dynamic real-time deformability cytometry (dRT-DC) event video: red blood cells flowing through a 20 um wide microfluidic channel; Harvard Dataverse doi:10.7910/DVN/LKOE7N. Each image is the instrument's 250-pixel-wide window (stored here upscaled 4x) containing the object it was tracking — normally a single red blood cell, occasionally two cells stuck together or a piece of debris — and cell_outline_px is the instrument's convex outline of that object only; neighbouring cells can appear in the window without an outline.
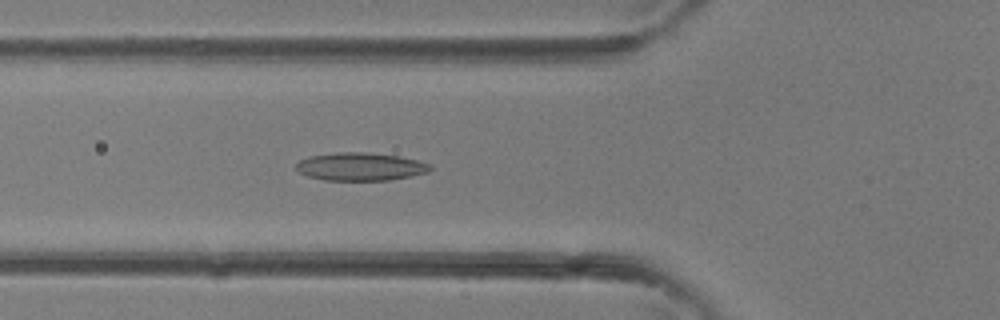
{"species": "common noctule bat (a hibernating species)", "species_latin": "Nyctalus noctula", "temperature_condition": "room temperature", "stored_images_in_passage": 36, "camera_frame_rate_fps": 3000, "um_per_image_px": 0.085, "animal": {"sex": "female"}, "frame": {"image": 1, "passage_image": 14, "time_ms": 4.333, "image_size_px": [1000, 320], "cell_outline_px": [[432, 168], [428, 172], [412, 176], [388, 180], [324, 180], [308, 176], [300, 172], [296, 168], [296, 164], [300, 160], [308, 156], [336, 152], [364, 152], [400, 156], [416, 160], [428, 164]], "centroid_in_image_um": [30.62, 14.16], "position_along_channel_um": 95.2, "area_um2": 21.79}}
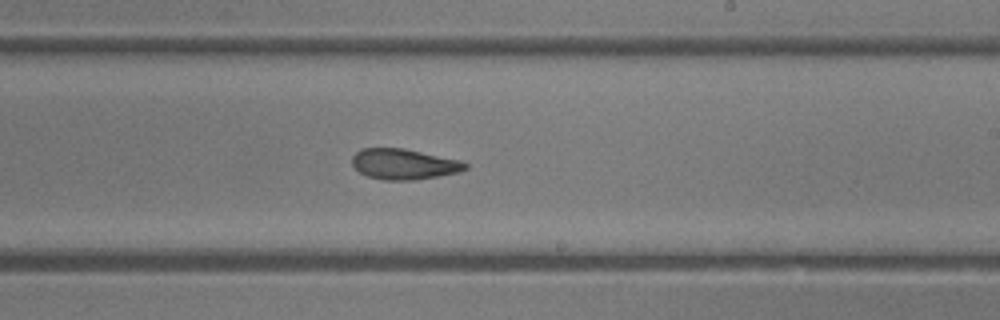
{"frame": {"image": 2, "passage_image": 23, "time_ms": 7.333, "image_size_px": [1000, 320], "cell_outline_px": [[468, 168], [460, 172], [416, 180], [384, 180], [368, 176], [360, 172], [352, 164], [352, 156], [360, 148], [404, 148], [460, 160], [468, 164]], "centroid_in_image_um": [34.34, 13.95], "position_along_channel_um": 254.7, "area_um2": 20.23}}
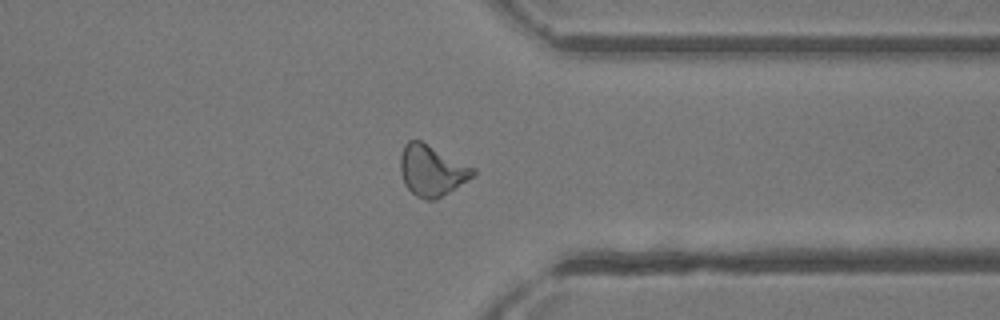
{"frame": {"image": 3, "passage_image": 30, "time_ms": 9.667, "image_size_px": [1000, 320], "cell_outline_px": [[476, 172], [468, 180], [456, 188], [436, 200], [424, 200], [416, 196], [404, 184], [400, 172], [400, 156], [404, 144], [408, 140], [420, 140], [476, 168]], "centroid_in_image_um": [36.69, 14.5], "position_along_channel_um": 374.7, "area_um2": 21.68}}